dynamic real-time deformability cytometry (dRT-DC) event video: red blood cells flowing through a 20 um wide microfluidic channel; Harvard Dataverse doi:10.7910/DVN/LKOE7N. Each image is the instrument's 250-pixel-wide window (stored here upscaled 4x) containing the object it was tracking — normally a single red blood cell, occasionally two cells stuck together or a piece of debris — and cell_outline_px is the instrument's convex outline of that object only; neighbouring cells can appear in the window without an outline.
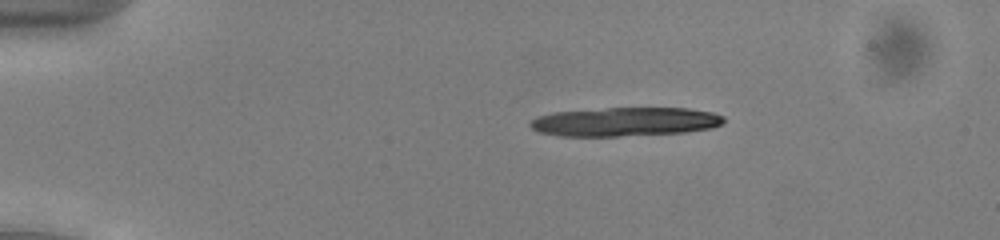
{"species": "common noctule bat (a hibernating species)", "species_latin": "Nyctalus noctula", "temperature_condition": "cold", "stored_images_in_passage": 12, "camera_frame_rate_fps": 3000, "um_per_image_px": 0.085, "animal": {"sex": "male", "body_mass_g": 13.0, "forearm_length_mm": 53.1}, "frame": {"image": 1, "passage_image": 4, "time_ms": 1.0, "image_size_px": [1000, 240], "cell_outline_px": [[724, 120], [720, 124], [712, 128], [684, 132], [616, 136], [560, 136], [540, 132], [532, 128], [528, 124], [536, 116], [552, 112], [608, 108], [688, 108], [712, 112], [724, 116]], "centroid_in_image_um": [53.1, 10.34], "position_along_channel_um": 31.9, "area_um2": 32.48}}